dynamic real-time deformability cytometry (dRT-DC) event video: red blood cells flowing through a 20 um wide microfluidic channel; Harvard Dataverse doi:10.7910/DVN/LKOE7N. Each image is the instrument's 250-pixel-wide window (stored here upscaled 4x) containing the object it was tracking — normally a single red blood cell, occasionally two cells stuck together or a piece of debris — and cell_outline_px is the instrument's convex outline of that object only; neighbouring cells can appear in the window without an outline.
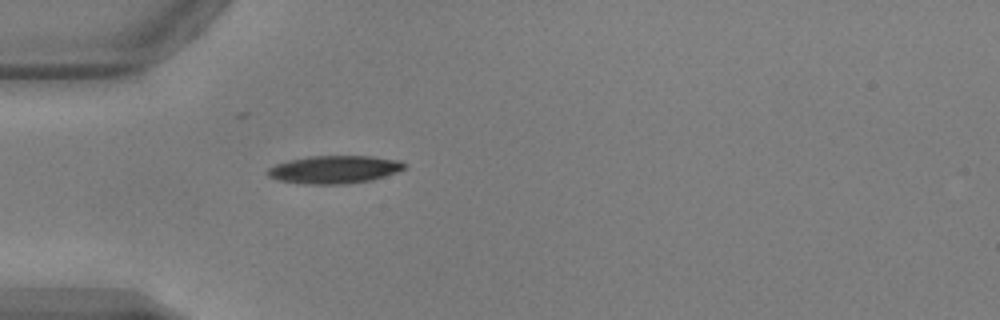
{"species": "common noctule bat (a hibernating species)", "species_latin": "Nyctalus noctula", "temperature_condition": "warm", "stored_images_in_passage": 31, "camera_frame_rate_fps": 3000, "um_per_image_px": 0.085, "animal": {"sex": "male", "body_mass_g": 17.9, "forearm_length_mm": 54.2}, "frame": {"image": 1, "passage_image": 1, "time_ms": 0.0, "image_size_px": [1000, 320], "cell_outline_px": [[408, 164], [404, 168], [396, 172], [372, 180], [344, 184], [308, 184], [280, 180], [268, 176], [264, 172], [268, 168], [276, 164], [288, 160], [308, 156], [372, 156], [400, 160]], "centroid_in_image_um": [28.42, 14.4], "position_along_channel_um": 56.6, "area_um2": 22.25}}
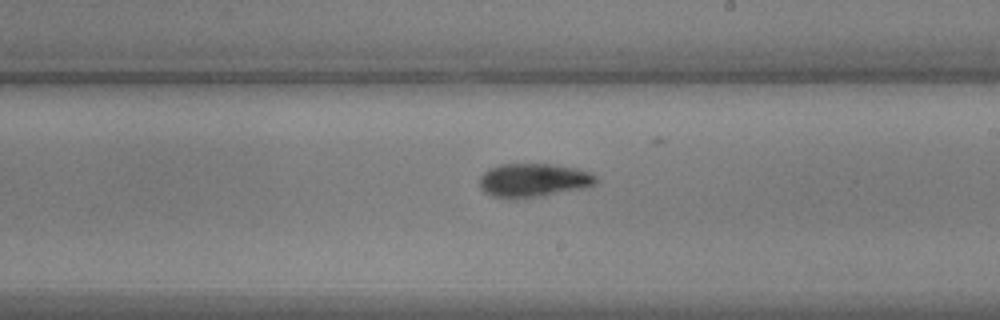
{"frame": {"image": 2, "passage_image": 16, "time_ms": 5.0, "image_size_px": [1000, 320], "cell_outline_px": [[600, 180], [596, 184], [584, 188], [544, 196], [516, 200], [492, 196], [484, 192], [480, 188], [480, 176], [488, 168], [500, 164], [552, 164], [576, 168], [588, 172], [596, 176]], "centroid_in_image_um": [45.34, 15.34], "position_along_channel_um": 243.7, "area_um2": 23.29}}
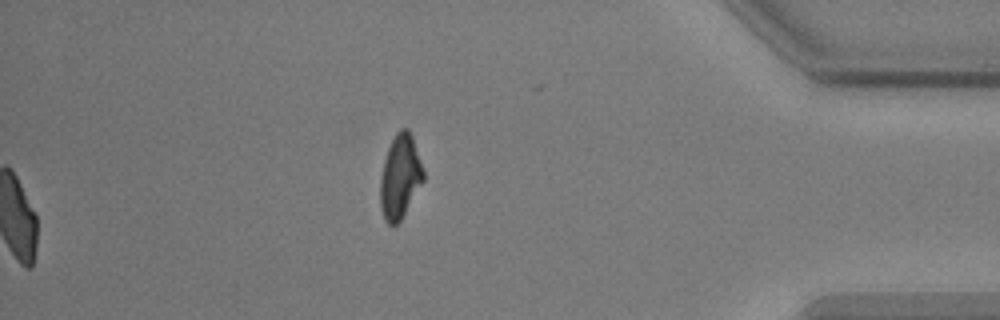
{"frame": {"image": 3, "passage_image": 31, "time_ms": 10.0, "image_size_px": [1000, 320], "cell_outline_px": [[424, 180], [400, 220], [396, 224], [388, 224], [384, 220], [380, 208], [380, 180], [384, 160], [388, 148], [396, 132], [400, 128], [408, 128], [412, 136], [424, 172]], "centroid_in_image_um": [33.99, 15.01], "position_along_channel_um": 401.2, "area_um2": 20.87}, "authors_computed_cell_mechanics": {"area_um2": 22.0796, "velocity_mm_per_s": 3.8608, "shape_relaxation_time_tau1_ms": 4.6093, "shape_relaxation_time_tau2_ms": 5.5272, "deformation_change_tau1": 0.2072, "deformation_change_tau2": 0.1326}}